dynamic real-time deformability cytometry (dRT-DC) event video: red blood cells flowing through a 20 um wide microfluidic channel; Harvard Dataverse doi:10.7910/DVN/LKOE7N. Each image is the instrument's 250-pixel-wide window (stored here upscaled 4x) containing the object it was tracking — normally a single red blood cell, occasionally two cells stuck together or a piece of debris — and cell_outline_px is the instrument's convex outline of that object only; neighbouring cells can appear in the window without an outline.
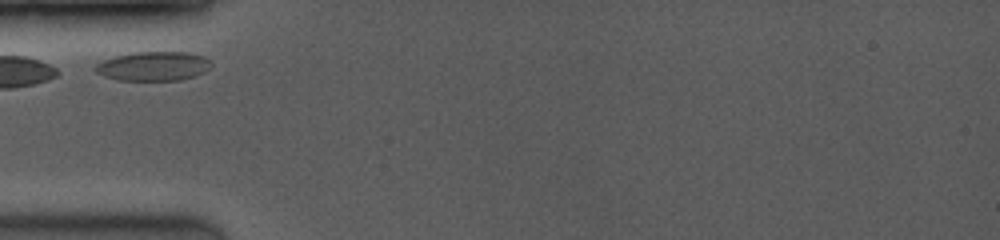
{"species": "common noctule bat (a hibernating species)", "species_latin": "Nyctalus noctula", "temperature_condition": "room temperature", "stored_images_in_passage": 14, "camera_frame_rate_fps": 3500, "um_per_image_px": 0.085, "animal": {"sex": "female", "body_mass_g": 19.0, "forearm_length_mm": 53.3}, "frame": {"image": 1, "passage_image": 1, "time_ms": 0.0, "image_size_px": [1000, 240], "cell_outline_px": [[212, 64], [204, 72], [196, 76], [180, 80], [116, 80], [104, 76], [96, 72], [92, 68], [96, 64], [104, 60], [116, 56], [132, 52], [188, 52], [204, 56]], "centroid_in_image_um": [13.02, 5.62], "position_along_channel_um": 72.0, "area_um2": 19.77}}
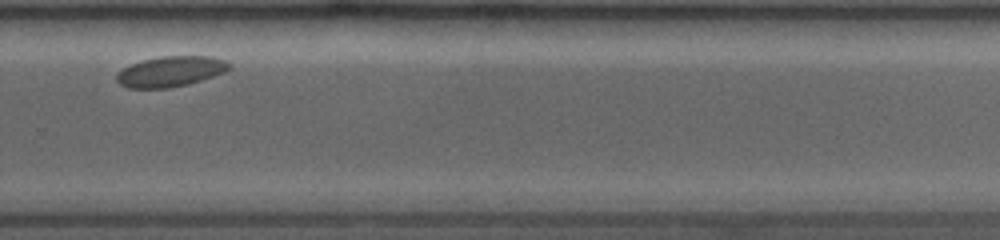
{"frame": {"image": 2, "passage_image": 12, "time_ms": 6.857, "image_size_px": [1000, 240], "cell_outline_px": [[232, 68], [224, 72], [188, 84], [168, 88], [128, 88], [120, 84], [116, 80], [116, 76], [124, 68], [140, 60], [160, 56], [212, 56], [224, 60], [232, 64]], "centroid_in_image_um": [14.52, 6.06], "position_along_channel_um": 315.3, "area_um2": 19.94}}
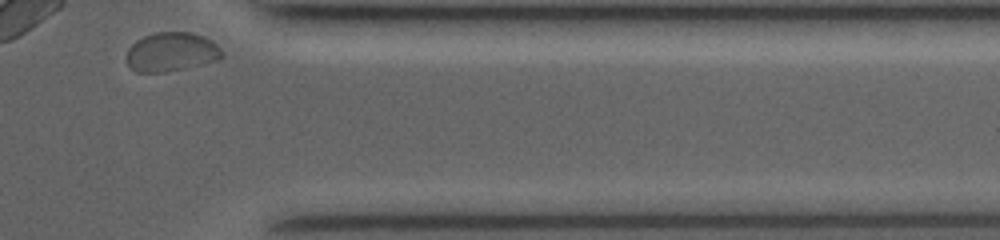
{"frame": {"image": 3, "passage_image": 14, "time_ms": 9.143, "image_size_px": [1000, 240], "cell_outline_px": [[224, 56], [220, 60], [184, 68], [164, 72], [136, 72], [128, 64], [128, 48], [136, 40], [144, 36], [156, 32], [192, 32], [204, 36], [212, 40], [224, 52]], "centroid_in_image_um": [14.62, 4.4], "position_along_channel_um": 396.8, "area_um2": 21.79}}